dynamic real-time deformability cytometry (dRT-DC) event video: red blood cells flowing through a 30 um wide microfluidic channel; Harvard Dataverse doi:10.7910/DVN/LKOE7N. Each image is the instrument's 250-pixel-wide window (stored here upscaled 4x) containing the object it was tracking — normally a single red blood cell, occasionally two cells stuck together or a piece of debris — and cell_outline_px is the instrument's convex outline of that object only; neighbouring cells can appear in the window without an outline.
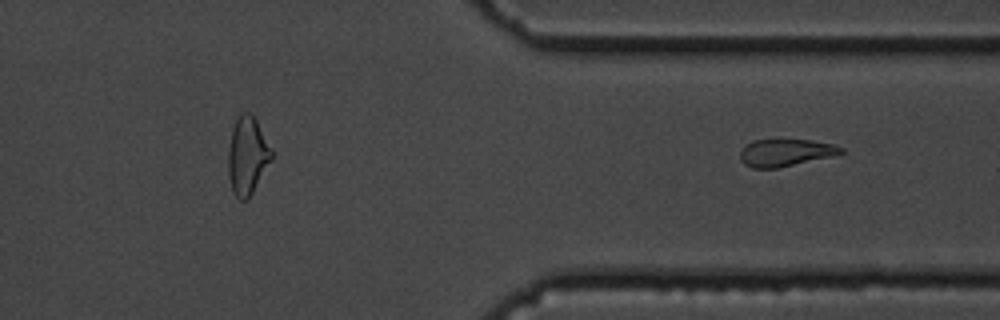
{"species": "common noctule bat (a hibernating species)", "species_latin": "Nyctalus noctula", "temperature_condition": "cold", "stored_images_in_passage": 42, "segment_of_instrument_passage": [2, 2], "camera_frame_rate_fps": 3000, "um_per_image_px": 0.085, "animal": {"sex": "male", "body_mass_g": 19.5, "forearm_length_mm": 54.6}, "frame": {"image": 1, "passage_image": 42, "time_ms": 13.667, "image_size_px": [1000, 320], "cell_outline_px": [[844, 152], [832, 156], [776, 168], [752, 168], [744, 164], [740, 160], [740, 152], [744, 144], [752, 140], [812, 140], [832, 144], [844, 148]], "centroid_in_image_um": [66.73, 12.97], "position_along_channel_um": 344.7, "area_um2": 15.95}}